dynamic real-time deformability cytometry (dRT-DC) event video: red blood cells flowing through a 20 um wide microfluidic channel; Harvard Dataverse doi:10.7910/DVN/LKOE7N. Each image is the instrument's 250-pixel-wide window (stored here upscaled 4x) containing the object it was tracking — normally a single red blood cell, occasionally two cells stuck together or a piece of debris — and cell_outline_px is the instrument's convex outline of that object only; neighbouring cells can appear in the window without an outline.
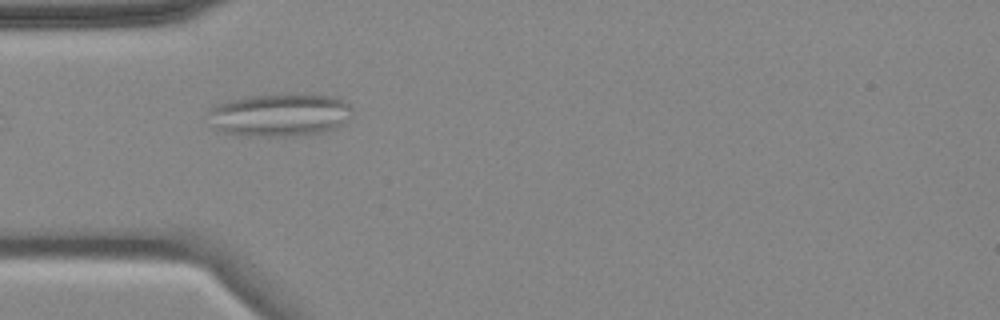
{"species": "common noctule bat (a hibernating species)", "species_latin": "Nyctalus noctula", "temperature_condition": "cold", "stored_images_in_passage": 8, "camera_frame_rate_fps": 3000, "um_per_image_px": 0.085, "animal": {"sex": "female", "body_mass_g": 18.4}, "frame": {"image": 1, "passage_image": 4, "time_ms": 3.333, "image_size_px": [1000, 320], "cell_outline_px": [[352, 112], [336, 128], [320, 132], [292, 136], [232, 136], [216, 132], [212, 128], [208, 112], [216, 104], [228, 100], [244, 96], [288, 92], [296, 92], [332, 96], [348, 104], [352, 108]], "centroid_in_image_um": [23.67, 9.75], "position_along_channel_um": 61.3, "area_um2": 36.99}}